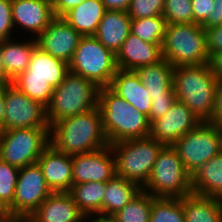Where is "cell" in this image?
<instances>
[{"mask_svg":"<svg viewBox=\"0 0 222 222\" xmlns=\"http://www.w3.org/2000/svg\"><path fill=\"white\" fill-rule=\"evenodd\" d=\"M50 145L67 154H86L109 145L99 108L65 118L49 127Z\"/></svg>","mask_w":222,"mask_h":222,"instance_id":"cell-1","label":"cell"},{"mask_svg":"<svg viewBox=\"0 0 222 222\" xmlns=\"http://www.w3.org/2000/svg\"><path fill=\"white\" fill-rule=\"evenodd\" d=\"M98 108L109 145L150 136L148 116L138 111L109 87L99 90Z\"/></svg>","mask_w":222,"mask_h":222,"instance_id":"cell-2","label":"cell"},{"mask_svg":"<svg viewBox=\"0 0 222 222\" xmlns=\"http://www.w3.org/2000/svg\"><path fill=\"white\" fill-rule=\"evenodd\" d=\"M172 85L178 101L201 121H209L218 85L209 64L174 67Z\"/></svg>","mask_w":222,"mask_h":222,"instance_id":"cell-3","label":"cell"},{"mask_svg":"<svg viewBox=\"0 0 222 222\" xmlns=\"http://www.w3.org/2000/svg\"><path fill=\"white\" fill-rule=\"evenodd\" d=\"M99 90L94 82L68 71L64 80L53 90L46 106L49 127L58 121L98 107Z\"/></svg>","mask_w":222,"mask_h":222,"instance_id":"cell-4","label":"cell"},{"mask_svg":"<svg viewBox=\"0 0 222 222\" xmlns=\"http://www.w3.org/2000/svg\"><path fill=\"white\" fill-rule=\"evenodd\" d=\"M161 48L173 67L209 63L206 30L196 23L167 24Z\"/></svg>","mask_w":222,"mask_h":222,"instance_id":"cell-5","label":"cell"},{"mask_svg":"<svg viewBox=\"0 0 222 222\" xmlns=\"http://www.w3.org/2000/svg\"><path fill=\"white\" fill-rule=\"evenodd\" d=\"M163 146L151 136L111 144L116 175L135 182L142 188L148 181Z\"/></svg>","mask_w":222,"mask_h":222,"instance_id":"cell-6","label":"cell"},{"mask_svg":"<svg viewBox=\"0 0 222 222\" xmlns=\"http://www.w3.org/2000/svg\"><path fill=\"white\" fill-rule=\"evenodd\" d=\"M142 190L154 197L166 198H183L193 193L191 175L172 145L162 147Z\"/></svg>","mask_w":222,"mask_h":222,"instance_id":"cell-7","label":"cell"},{"mask_svg":"<svg viewBox=\"0 0 222 222\" xmlns=\"http://www.w3.org/2000/svg\"><path fill=\"white\" fill-rule=\"evenodd\" d=\"M68 69L102 88L109 87L118 66L115 53L95 36H82L68 63Z\"/></svg>","mask_w":222,"mask_h":222,"instance_id":"cell-8","label":"cell"},{"mask_svg":"<svg viewBox=\"0 0 222 222\" xmlns=\"http://www.w3.org/2000/svg\"><path fill=\"white\" fill-rule=\"evenodd\" d=\"M185 170L192 176L204 163L222 151V129L202 121L172 144Z\"/></svg>","mask_w":222,"mask_h":222,"instance_id":"cell-9","label":"cell"},{"mask_svg":"<svg viewBox=\"0 0 222 222\" xmlns=\"http://www.w3.org/2000/svg\"><path fill=\"white\" fill-rule=\"evenodd\" d=\"M49 145V128L4 130L0 144V159L10 165L23 168L37 163Z\"/></svg>","mask_w":222,"mask_h":222,"instance_id":"cell-10","label":"cell"},{"mask_svg":"<svg viewBox=\"0 0 222 222\" xmlns=\"http://www.w3.org/2000/svg\"><path fill=\"white\" fill-rule=\"evenodd\" d=\"M51 193L38 163L19 168L13 203L4 214L27 219Z\"/></svg>","mask_w":222,"mask_h":222,"instance_id":"cell-11","label":"cell"},{"mask_svg":"<svg viewBox=\"0 0 222 222\" xmlns=\"http://www.w3.org/2000/svg\"><path fill=\"white\" fill-rule=\"evenodd\" d=\"M4 130L49 128L46 107L22 93L12 83L6 84Z\"/></svg>","mask_w":222,"mask_h":222,"instance_id":"cell-12","label":"cell"},{"mask_svg":"<svg viewBox=\"0 0 222 222\" xmlns=\"http://www.w3.org/2000/svg\"><path fill=\"white\" fill-rule=\"evenodd\" d=\"M201 122L185 104L176 100L164 116L151 124L150 136L164 146L172 145Z\"/></svg>","mask_w":222,"mask_h":222,"instance_id":"cell-13","label":"cell"},{"mask_svg":"<svg viewBox=\"0 0 222 222\" xmlns=\"http://www.w3.org/2000/svg\"><path fill=\"white\" fill-rule=\"evenodd\" d=\"M81 38L82 35L63 17H55L36 41L43 52L68 64Z\"/></svg>","mask_w":222,"mask_h":222,"instance_id":"cell-14","label":"cell"},{"mask_svg":"<svg viewBox=\"0 0 222 222\" xmlns=\"http://www.w3.org/2000/svg\"><path fill=\"white\" fill-rule=\"evenodd\" d=\"M73 184L107 182L115 173V158L110 145L86 154L72 155Z\"/></svg>","mask_w":222,"mask_h":222,"instance_id":"cell-15","label":"cell"},{"mask_svg":"<svg viewBox=\"0 0 222 222\" xmlns=\"http://www.w3.org/2000/svg\"><path fill=\"white\" fill-rule=\"evenodd\" d=\"M11 13L14 28L21 26L34 39L56 17L50 0H12Z\"/></svg>","mask_w":222,"mask_h":222,"instance_id":"cell-16","label":"cell"},{"mask_svg":"<svg viewBox=\"0 0 222 222\" xmlns=\"http://www.w3.org/2000/svg\"><path fill=\"white\" fill-rule=\"evenodd\" d=\"M44 179L52 192H69L73 186L72 156L49 145L37 160Z\"/></svg>","mask_w":222,"mask_h":222,"instance_id":"cell-17","label":"cell"},{"mask_svg":"<svg viewBox=\"0 0 222 222\" xmlns=\"http://www.w3.org/2000/svg\"><path fill=\"white\" fill-rule=\"evenodd\" d=\"M162 44H151L131 32L117 51L118 69L136 70L138 67L156 64L163 59Z\"/></svg>","mask_w":222,"mask_h":222,"instance_id":"cell-18","label":"cell"},{"mask_svg":"<svg viewBox=\"0 0 222 222\" xmlns=\"http://www.w3.org/2000/svg\"><path fill=\"white\" fill-rule=\"evenodd\" d=\"M26 220L27 222H82L85 216L69 192H52Z\"/></svg>","mask_w":222,"mask_h":222,"instance_id":"cell-19","label":"cell"},{"mask_svg":"<svg viewBox=\"0 0 222 222\" xmlns=\"http://www.w3.org/2000/svg\"><path fill=\"white\" fill-rule=\"evenodd\" d=\"M109 88L129 104H132L138 111L149 115L152 98L136 71L118 69Z\"/></svg>","mask_w":222,"mask_h":222,"instance_id":"cell-20","label":"cell"},{"mask_svg":"<svg viewBox=\"0 0 222 222\" xmlns=\"http://www.w3.org/2000/svg\"><path fill=\"white\" fill-rule=\"evenodd\" d=\"M131 18L127 11L107 10L94 36L115 54L130 34Z\"/></svg>","mask_w":222,"mask_h":222,"instance_id":"cell-21","label":"cell"},{"mask_svg":"<svg viewBox=\"0 0 222 222\" xmlns=\"http://www.w3.org/2000/svg\"><path fill=\"white\" fill-rule=\"evenodd\" d=\"M69 71L68 64L52 55L43 52L38 46L32 52L27 69L18 76L45 79L56 88Z\"/></svg>","mask_w":222,"mask_h":222,"instance_id":"cell-22","label":"cell"},{"mask_svg":"<svg viewBox=\"0 0 222 222\" xmlns=\"http://www.w3.org/2000/svg\"><path fill=\"white\" fill-rule=\"evenodd\" d=\"M30 40L24 42L11 38L1 41L3 68L11 81L23 73L29 65L32 52L37 47L36 39L32 37Z\"/></svg>","mask_w":222,"mask_h":222,"instance_id":"cell-23","label":"cell"},{"mask_svg":"<svg viewBox=\"0 0 222 222\" xmlns=\"http://www.w3.org/2000/svg\"><path fill=\"white\" fill-rule=\"evenodd\" d=\"M191 187L194 194L222 199V151L191 176Z\"/></svg>","mask_w":222,"mask_h":222,"instance_id":"cell-24","label":"cell"},{"mask_svg":"<svg viewBox=\"0 0 222 222\" xmlns=\"http://www.w3.org/2000/svg\"><path fill=\"white\" fill-rule=\"evenodd\" d=\"M106 11L101 0H84L62 17L82 36H94Z\"/></svg>","mask_w":222,"mask_h":222,"instance_id":"cell-25","label":"cell"},{"mask_svg":"<svg viewBox=\"0 0 222 222\" xmlns=\"http://www.w3.org/2000/svg\"><path fill=\"white\" fill-rule=\"evenodd\" d=\"M135 71L150 96L175 95L172 85L174 67L166 59L138 67Z\"/></svg>","mask_w":222,"mask_h":222,"instance_id":"cell-26","label":"cell"},{"mask_svg":"<svg viewBox=\"0 0 222 222\" xmlns=\"http://www.w3.org/2000/svg\"><path fill=\"white\" fill-rule=\"evenodd\" d=\"M181 203L186 222H222V199L191 193Z\"/></svg>","mask_w":222,"mask_h":222,"instance_id":"cell-27","label":"cell"},{"mask_svg":"<svg viewBox=\"0 0 222 222\" xmlns=\"http://www.w3.org/2000/svg\"><path fill=\"white\" fill-rule=\"evenodd\" d=\"M142 188L135 182L116 174L107 181L103 196V215H113L121 210Z\"/></svg>","mask_w":222,"mask_h":222,"instance_id":"cell-28","label":"cell"},{"mask_svg":"<svg viewBox=\"0 0 222 222\" xmlns=\"http://www.w3.org/2000/svg\"><path fill=\"white\" fill-rule=\"evenodd\" d=\"M107 182H85L73 184L69 194L72 196L80 212L85 216L103 215V196Z\"/></svg>","mask_w":222,"mask_h":222,"instance_id":"cell-29","label":"cell"},{"mask_svg":"<svg viewBox=\"0 0 222 222\" xmlns=\"http://www.w3.org/2000/svg\"><path fill=\"white\" fill-rule=\"evenodd\" d=\"M153 196L141 190L112 216L117 222H149Z\"/></svg>","mask_w":222,"mask_h":222,"instance_id":"cell-30","label":"cell"},{"mask_svg":"<svg viewBox=\"0 0 222 222\" xmlns=\"http://www.w3.org/2000/svg\"><path fill=\"white\" fill-rule=\"evenodd\" d=\"M167 22L163 15L131 19L130 32L145 42L162 44Z\"/></svg>","mask_w":222,"mask_h":222,"instance_id":"cell-31","label":"cell"},{"mask_svg":"<svg viewBox=\"0 0 222 222\" xmlns=\"http://www.w3.org/2000/svg\"><path fill=\"white\" fill-rule=\"evenodd\" d=\"M149 222H186L181 198L153 196Z\"/></svg>","mask_w":222,"mask_h":222,"instance_id":"cell-32","label":"cell"},{"mask_svg":"<svg viewBox=\"0 0 222 222\" xmlns=\"http://www.w3.org/2000/svg\"><path fill=\"white\" fill-rule=\"evenodd\" d=\"M12 84L22 93L40 102L43 106L46 107L50 103L54 88L45 79L17 76L12 81Z\"/></svg>","mask_w":222,"mask_h":222,"instance_id":"cell-33","label":"cell"},{"mask_svg":"<svg viewBox=\"0 0 222 222\" xmlns=\"http://www.w3.org/2000/svg\"><path fill=\"white\" fill-rule=\"evenodd\" d=\"M19 168L0 159V209L4 212L12 203Z\"/></svg>","mask_w":222,"mask_h":222,"instance_id":"cell-34","label":"cell"},{"mask_svg":"<svg viewBox=\"0 0 222 222\" xmlns=\"http://www.w3.org/2000/svg\"><path fill=\"white\" fill-rule=\"evenodd\" d=\"M162 15L167 24L193 23L191 0H165Z\"/></svg>","mask_w":222,"mask_h":222,"instance_id":"cell-35","label":"cell"},{"mask_svg":"<svg viewBox=\"0 0 222 222\" xmlns=\"http://www.w3.org/2000/svg\"><path fill=\"white\" fill-rule=\"evenodd\" d=\"M165 0H131L127 10L131 19H140L163 14Z\"/></svg>","mask_w":222,"mask_h":222,"instance_id":"cell-36","label":"cell"},{"mask_svg":"<svg viewBox=\"0 0 222 222\" xmlns=\"http://www.w3.org/2000/svg\"><path fill=\"white\" fill-rule=\"evenodd\" d=\"M12 0H0V41L11 39L14 33Z\"/></svg>","mask_w":222,"mask_h":222,"instance_id":"cell-37","label":"cell"},{"mask_svg":"<svg viewBox=\"0 0 222 222\" xmlns=\"http://www.w3.org/2000/svg\"><path fill=\"white\" fill-rule=\"evenodd\" d=\"M152 105L148 115V120L152 124L156 119L161 118L171 108L177 100L176 95L151 96Z\"/></svg>","mask_w":222,"mask_h":222,"instance_id":"cell-38","label":"cell"},{"mask_svg":"<svg viewBox=\"0 0 222 222\" xmlns=\"http://www.w3.org/2000/svg\"><path fill=\"white\" fill-rule=\"evenodd\" d=\"M193 23L201 25L213 11V0H191Z\"/></svg>","mask_w":222,"mask_h":222,"instance_id":"cell-39","label":"cell"},{"mask_svg":"<svg viewBox=\"0 0 222 222\" xmlns=\"http://www.w3.org/2000/svg\"><path fill=\"white\" fill-rule=\"evenodd\" d=\"M206 35L209 56L212 53L222 51V26H213L206 29Z\"/></svg>","mask_w":222,"mask_h":222,"instance_id":"cell-40","label":"cell"},{"mask_svg":"<svg viewBox=\"0 0 222 222\" xmlns=\"http://www.w3.org/2000/svg\"><path fill=\"white\" fill-rule=\"evenodd\" d=\"M208 122L215 124L222 129V83H218L217 85L215 91L214 108Z\"/></svg>","mask_w":222,"mask_h":222,"instance_id":"cell-41","label":"cell"},{"mask_svg":"<svg viewBox=\"0 0 222 222\" xmlns=\"http://www.w3.org/2000/svg\"><path fill=\"white\" fill-rule=\"evenodd\" d=\"M212 8L213 11L201 24L205 30L213 26H219L222 23V0H213Z\"/></svg>","mask_w":222,"mask_h":222,"instance_id":"cell-42","label":"cell"},{"mask_svg":"<svg viewBox=\"0 0 222 222\" xmlns=\"http://www.w3.org/2000/svg\"><path fill=\"white\" fill-rule=\"evenodd\" d=\"M56 17H62L67 11L78 6L84 0H50Z\"/></svg>","mask_w":222,"mask_h":222,"instance_id":"cell-43","label":"cell"},{"mask_svg":"<svg viewBox=\"0 0 222 222\" xmlns=\"http://www.w3.org/2000/svg\"><path fill=\"white\" fill-rule=\"evenodd\" d=\"M208 64L218 83H222V51L212 53Z\"/></svg>","mask_w":222,"mask_h":222,"instance_id":"cell-44","label":"cell"},{"mask_svg":"<svg viewBox=\"0 0 222 222\" xmlns=\"http://www.w3.org/2000/svg\"><path fill=\"white\" fill-rule=\"evenodd\" d=\"M106 10L127 11L131 0H101Z\"/></svg>","mask_w":222,"mask_h":222,"instance_id":"cell-45","label":"cell"},{"mask_svg":"<svg viewBox=\"0 0 222 222\" xmlns=\"http://www.w3.org/2000/svg\"><path fill=\"white\" fill-rule=\"evenodd\" d=\"M6 84L0 85V128L4 131V106H5Z\"/></svg>","mask_w":222,"mask_h":222,"instance_id":"cell-46","label":"cell"},{"mask_svg":"<svg viewBox=\"0 0 222 222\" xmlns=\"http://www.w3.org/2000/svg\"><path fill=\"white\" fill-rule=\"evenodd\" d=\"M87 222H117L112 215L93 214L85 217Z\"/></svg>","mask_w":222,"mask_h":222,"instance_id":"cell-47","label":"cell"},{"mask_svg":"<svg viewBox=\"0 0 222 222\" xmlns=\"http://www.w3.org/2000/svg\"><path fill=\"white\" fill-rule=\"evenodd\" d=\"M1 56H2V52H1V41H0V85L12 83V81L6 76V73L3 68Z\"/></svg>","mask_w":222,"mask_h":222,"instance_id":"cell-48","label":"cell"},{"mask_svg":"<svg viewBox=\"0 0 222 222\" xmlns=\"http://www.w3.org/2000/svg\"><path fill=\"white\" fill-rule=\"evenodd\" d=\"M0 222H27V220L17 216L3 214L0 216Z\"/></svg>","mask_w":222,"mask_h":222,"instance_id":"cell-49","label":"cell"},{"mask_svg":"<svg viewBox=\"0 0 222 222\" xmlns=\"http://www.w3.org/2000/svg\"><path fill=\"white\" fill-rule=\"evenodd\" d=\"M2 133H3V129L0 128V144H1Z\"/></svg>","mask_w":222,"mask_h":222,"instance_id":"cell-50","label":"cell"},{"mask_svg":"<svg viewBox=\"0 0 222 222\" xmlns=\"http://www.w3.org/2000/svg\"><path fill=\"white\" fill-rule=\"evenodd\" d=\"M3 214H4V212L0 209V216L3 215Z\"/></svg>","mask_w":222,"mask_h":222,"instance_id":"cell-51","label":"cell"}]
</instances>
